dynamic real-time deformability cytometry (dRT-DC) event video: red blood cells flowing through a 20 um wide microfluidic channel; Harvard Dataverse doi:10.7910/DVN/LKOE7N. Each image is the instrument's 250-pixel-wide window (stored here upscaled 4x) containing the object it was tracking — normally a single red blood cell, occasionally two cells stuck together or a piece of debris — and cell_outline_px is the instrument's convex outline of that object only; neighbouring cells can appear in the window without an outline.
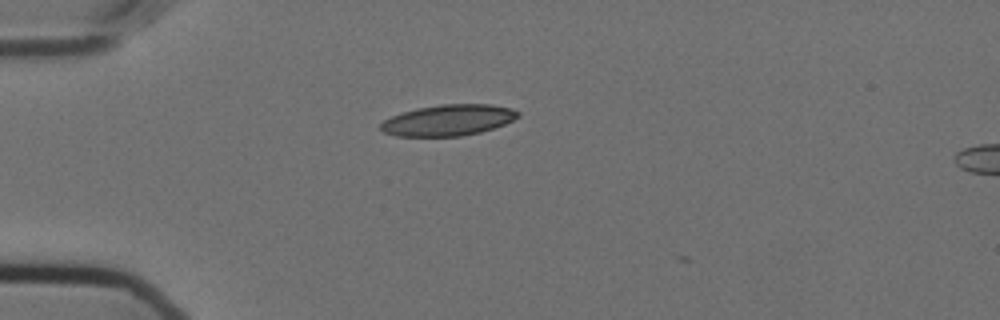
{"species": "Egyptian fruit bat (a non-hibernating species)", "species_latin": "Rousettus aegyptiacus", "temperature_condition": "cold", "stored_images_in_passage": 4, "camera_frame_rate_fps": 3000, "um_per_image_px": 0.085, "animal": {"sex": "female"}, "frame": {"image": 1, "passage_image": 1, "time_ms": 0.0, "image_size_px": [1000, 320], "cell_outline_px": [[520, 116], [504, 124], [480, 132], [460, 136], [396, 136], [384, 132], [380, 128], [380, 124], [384, 120], [392, 116], [416, 108], [440, 104], [492, 104], [512, 108], [520, 112]], "centroid_in_image_um": [38.12, 10.2], "position_along_channel_um": 46.9, "area_um2": 24.8}}